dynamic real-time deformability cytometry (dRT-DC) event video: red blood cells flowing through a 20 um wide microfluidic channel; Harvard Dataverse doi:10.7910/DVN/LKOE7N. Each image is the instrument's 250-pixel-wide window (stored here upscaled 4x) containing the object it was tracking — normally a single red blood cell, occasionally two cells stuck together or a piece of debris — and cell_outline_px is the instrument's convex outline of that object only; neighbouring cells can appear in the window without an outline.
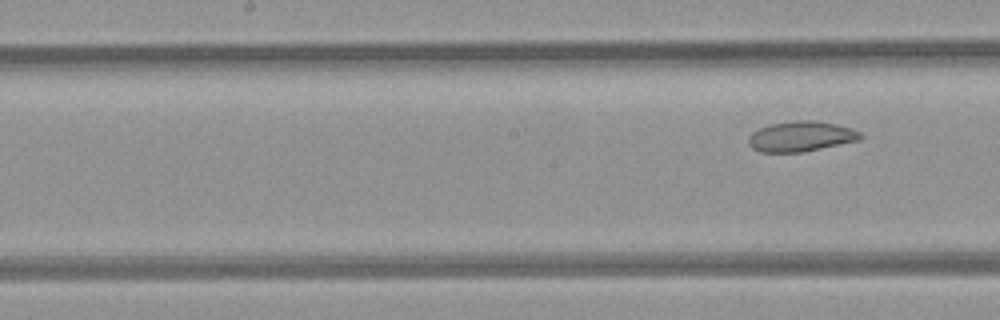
{"species": "common noctule bat (a hibernating species)", "species_latin": "Nyctalus noctula", "temperature_condition": "room temperature", "stored_images_in_passage": 8, "segment_of_instrument_passage": [2, 2], "camera_frame_rate_fps": 3000, "um_per_image_px": 0.085, "animal": {"sex": "female", "body_mass_g": 21.9}, "frame": {"image": 1, "passage_image": 8, "time_ms": 9.0, "image_size_px": [1000, 320], "cell_outline_px": [[864, 136], [860, 140], [804, 152], [760, 152], [752, 148], [748, 144], [748, 136], [752, 132], [760, 128], [772, 124], [796, 120], [816, 120], [836, 124], [852, 128], [860, 132]], "centroid_in_image_um": [68.1, 11.59], "position_along_channel_um": 180.1, "area_um2": 19.88}}